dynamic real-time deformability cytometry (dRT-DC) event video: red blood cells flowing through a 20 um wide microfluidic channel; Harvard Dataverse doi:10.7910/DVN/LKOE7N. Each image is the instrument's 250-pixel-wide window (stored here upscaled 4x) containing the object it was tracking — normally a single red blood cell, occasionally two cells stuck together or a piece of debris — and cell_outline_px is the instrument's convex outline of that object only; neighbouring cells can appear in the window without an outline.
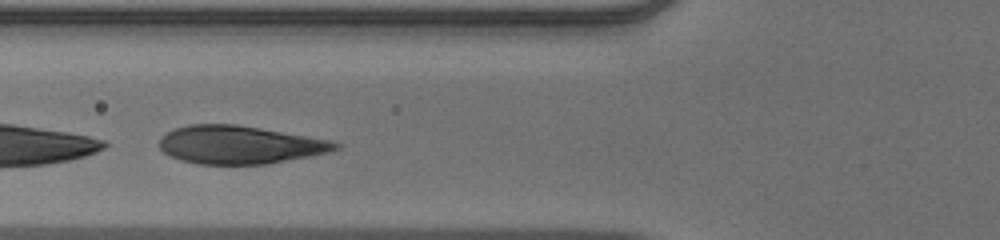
{"species": "human", "species_latin": "Homo sapiens", "temperature_condition": "warm", "stored_images_in_passage": 29, "camera_frame_rate_fps": 3000, "um_per_image_px": 0.085, "donor": {"sex": "male"}, "frame": {"image": 1, "passage_image": 6, "time_ms": 1.667, "image_size_px": [1000, 240], "cell_outline_px": [[340, 148], [328, 152], [308, 156], [264, 164], [196, 164], [180, 160], [164, 152], [160, 148], [160, 136], [172, 128], [188, 124], [236, 124], [332, 140], [340, 144]], "centroid_in_image_um": [20.33, 12.29], "position_along_channel_um": 105.5, "area_um2": 39.02}}
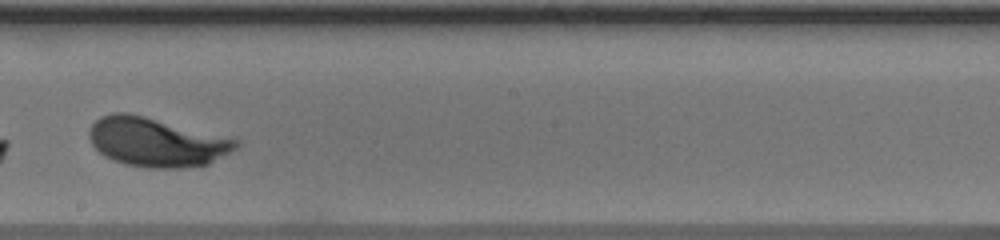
{"frame": {"image": 2, "passage_image": 16, "time_ms": 5.0, "image_size_px": [1000, 240], "cell_outline_px": [[240, 144], [236, 148], [208, 164], [180, 168], [148, 168], [124, 164], [104, 156], [92, 144], [88, 136], [88, 132], [92, 124], [100, 116], [112, 112], [128, 112], [240, 140]], "centroid_in_image_um": [13.26, 12.08], "position_along_channel_um": 234.9, "area_um2": 41.73}}
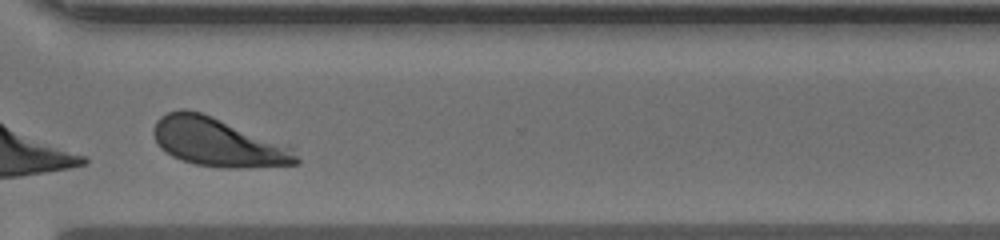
{"frame": {"image": 3, "passage_image": 25, "time_ms": 8.0, "image_size_px": [1000, 240], "cell_outline_px": [[300, 164], [240, 168], [224, 168], [196, 164], [172, 156], [160, 148], [152, 132], [152, 128], [156, 120], [160, 116], [168, 112], [180, 108], [184, 108], [200, 112], [288, 144], [300, 160]], "centroid_in_image_um": [18.52, 12.08], "position_along_channel_um": 352.1, "area_um2": 40.46}, "authors_computed_cell_mechanics": {"area_um2": 40.6334, "velocity_mm_per_s": 3.8904, "shape_relaxation_time_tau1_ms": 2.4641, "shape_relaxation_time_tau2_ms": null, "deformation_change_tau1": 0.1808, "deformation_change_tau2": null}}